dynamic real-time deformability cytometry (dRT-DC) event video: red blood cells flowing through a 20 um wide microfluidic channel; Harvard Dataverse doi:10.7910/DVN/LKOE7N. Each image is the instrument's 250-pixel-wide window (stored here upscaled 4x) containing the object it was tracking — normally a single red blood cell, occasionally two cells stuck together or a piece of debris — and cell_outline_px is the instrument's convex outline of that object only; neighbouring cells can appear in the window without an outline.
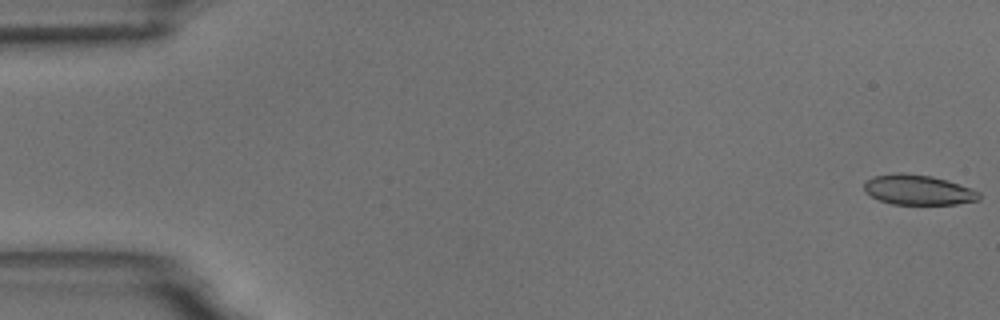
{"species": "common noctule bat (a hibernating species)", "species_latin": "Nyctalus noctula", "temperature_condition": "room temperature", "stored_images_in_passage": 56, "camera_frame_rate_fps": 3000, "um_per_image_px": 0.085, "animal": {"sex": "male", "body_mass_g": 18.8}, "frame": {"image": 1, "passage_image": 1, "time_ms": 0.0, "image_size_px": [1000, 320], "cell_outline_px": [[980, 200], [956, 204], [892, 204], [880, 200], [864, 192], [864, 180], [872, 176], [896, 172], [904, 172], [932, 176], [972, 188], [980, 192]], "centroid_in_image_um": [78.02, 16.12], "position_along_channel_um": 7.0, "area_um2": 20.35}}
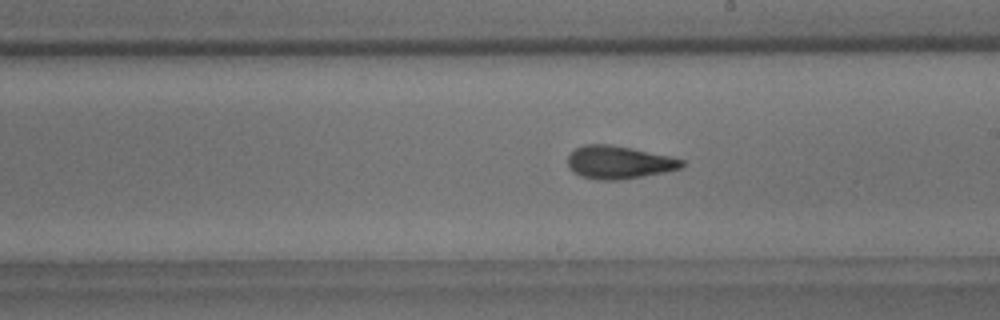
{"frame": {"image": 2, "passage_image": 32, "time_ms": 10.333, "image_size_px": [1000, 320], "cell_outline_px": [[684, 164], [680, 168], [664, 172], [616, 180], [596, 180], [580, 176], [572, 172], [568, 168], [568, 156], [576, 148], [584, 144], [608, 144], [632, 148], [668, 156], [684, 160]], "centroid_in_image_um": [52.54, 13.8], "position_along_channel_um": 236.5, "area_um2": 21.73}}
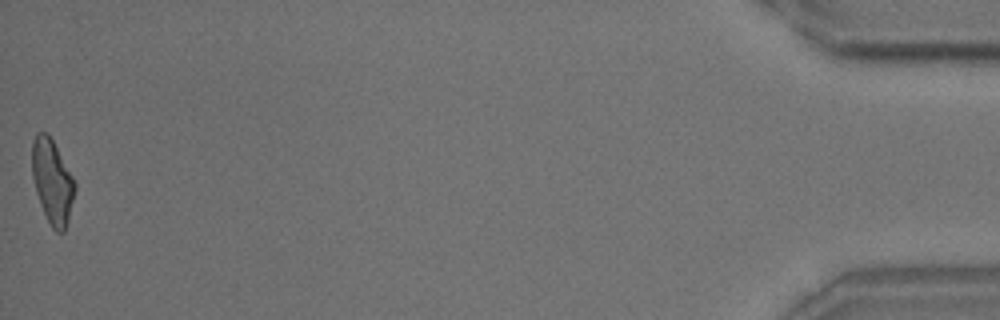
{"frame": {"image": 3, "passage_image": 56, "time_ms": 18.333, "image_size_px": [1000, 320], "cell_outline_px": [[76, 188], [68, 220], [64, 232], [56, 232], [52, 228], [40, 204], [36, 192], [32, 176], [32, 140], [36, 132], [48, 132], [72, 176], [76, 184]], "centroid_in_image_um": [4.43, 15.41], "position_along_channel_um": 430.8, "area_um2": 20.87}, "authors_computed_cell_mechanics": {"area_um2": 21.3571, "velocity_mm_per_s": 3.6461, "shape_relaxation_time_tau1_ms": 6.2524, "shape_relaxation_time_tau2_ms": 2.2229, "deformation_change_tau1": 0.1699, "deformation_change_tau2": 0.0969}}